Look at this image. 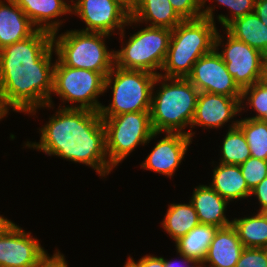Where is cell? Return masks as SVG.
<instances>
[{
    "label": "cell",
    "mask_w": 267,
    "mask_h": 267,
    "mask_svg": "<svg viewBox=\"0 0 267 267\" xmlns=\"http://www.w3.org/2000/svg\"><path fill=\"white\" fill-rule=\"evenodd\" d=\"M54 252L51 257L46 253L34 267H68L64 254L59 250Z\"/></svg>",
    "instance_id": "33"
},
{
    "label": "cell",
    "mask_w": 267,
    "mask_h": 267,
    "mask_svg": "<svg viewBox=\"0 0 267 267\" xmlns=\"http://www.w3.org/2000/svg\"><path fill=\"white\" fill-rule=\"evenodd\" d=\"M38 30L59 31L62 15L71 14V5L65 0H14Z\"/></svg>",
    "instance_id": "16"
},
{
    "label": "cell",
    "mask_w": 267,
    "mask_h": 267,
    "mask_svg": "<svg viewBox=\"0 0 267 267\" xmlns=\"http://www.w3.org/2000/svg\"><path fill=\"white\" fill-rule=\"evenodd\" d=\"M46 253L31 232L13 221L0 229V267H34Z\"/></svg>",
    "instance_id": "12"
},
{
    "label": "cell",
    "mask_w": 267,
    "mask_h": 267,
    "mask_svg": "<svg viewBox=\"0 0 267 267\" xmlns=\"http://www.w3.org/2000/svg\"><path fill=\"white\" fill-rule=\"evenodd\" d=\"M195 267H208V266L204 265L203 263H197Z\"/></svg>",
    "instance_id": "42"
},
{
    "label": "cell",
    "mask_w": 267,
    "mask_h": 267,
    "mask_svg": "<svg viewBox=\"0 0 267 267\" xmlns=\"http://www.w3.org/2000/svg\"><path fill=\"white\" fill-rule=\"evenodd\" d=\"M152 151L140 164L141 168L172 178L181 165L192 143L189 135L184 133H164Z\"/></svg>",
    "instance_id": "15"
},
{
    "label": "cell",
    "mask_w": 267,
    "mask_h": 267,
    "mask_svg": "<svg viewBox=\"0 0 267 267\" xmlns=\"http://www.w3.org/2000/svg\"><path fill=\"white\" fill-rule=\"evenodd\" d=\"M239 166L250 191L267 177V160L250 156Z\"/></svg>",
    "instance_id": "30"
},
{
    "label": "cell",
    "mask_w": 267,
    "mask_h": 267,
    "mask_svg": "<svg viewBox=\"0 0 267 267\" xmlns=\"http://www.w3.org/2000/svg\"><path fill=\"white\" fill-rule=\"evenodd\" d=\"M173 9L183 20L202 18V0H169Z\"/></svg>",
    "instance_id": "31"
},
{
    "label": "cell",
    "mask_w": 267,
    "mask_h": 267,
    "mask_svg": "<svg viewBox=\"0 0 267 267\" xmlns=\"http://www.w3.org/2000/svg\"><path fill=\"white\" fill-rule=\"evenodd\" d=\"M54 61L53 94L48 105L44 107L54 109L52 95H57L62 103H65L64 106L59 105V108H79L99 112L102 103L98 98L105 93V77L99 72L65 66L57 58ZM66 103L70 105L65 106Z\"/></svg>",
    "instance_id": "7"
},
{
    "label": "cell",
    "mask_w": 267,
    "mask_h": 267,
    "mask_svg": "<svg viewBox=\"0 0 267 267\" xmlns=\"http://www.w3.org/2000/svg\"><path fill=\"white\" fill-rule=\"evenodd\" d=\"M253 195L258 199V205H260L257 211L265 212L267 210V177L251 190L250 197Z\"/></svg>",
    "instance_id": "35"
},
{
    "label": "cell",
    "mask_w": 267,
    "mask_h": 267,
    "mask_svg": "<svg viewBox=\"0 0 267 267\" xmlns=\"http://www.w3.org/2000/svg\"><path fill=\"white\" fill-rule=\"evenodd\" d=\"M197 213L201 224L214 225L218 228L232 224L225 215L229 202L207 185L196 186L189 200Z\"/></svg>",
    "instance_id": "18"
},
{
    "label": "cell",
    "mask_w": 267,
    "mask_h": 267,
    "mask_svg": "<svg viewBox=\"0 0 267 267\" xmlns=\"http://www.w3.org/2000/svg\"><path fill=\"white\" fill-rule=\"evenodd\" d=\"M259 81L267 85V54H263L261 59V74Z\"/></svg>",
    "instance_id": "38"
},
{
    "label": "cell",
    "mask_w": 267,
    "mask_h": 267,
    "mask_svg": "<svg viewBox=\"0 0 267 267\" xmlns=\"http://www.w3.org/2000/svg\"><path fill=\"white\" fill-rule=\"evenodd\" d=\"M218 227L199 223L185 236L175 241L176 252L203 263Z\"/></svg>",
    "instance_id": "23"
},
{
    "label": "cell",
    "mask_w": 267,
    "mask_h": 267,
    "mask_svg": "<svg viewBox=\"0 0 267 267\" xmlns=\"http://www.w3.org/2000/svg\"><path fill=\"white\" fill-rule=\"evenodd\" d=\"M37 30L14 0H0V50L27 39Z\"/></svg>",
    "instance_id": "17"
},
{
    "label": "cell",
    "mask_w": 267,
    "mask_h": 267,
    "mask_svg": "<svg viewBox=\"0 0 267 267\" xmlns=\"http://www.w3.org/2000/svg\"><path fill=\"white\" fill-rule=\"evenodd\" d=\"M157 75L142 70H127L117 66L105 77V92L112 90L109 105H102L101 117L123 113L150 111L152 88Z\"/></svg>",
    "instance_id": "6"
},
{
    "label": "cell",
    "mask_w": 267,
    "mask_h": 267,
    "mask_svg": "<svg viewBox=\"0 0 267 267\" xmlns=\"http://www.w3.org/2000/svg\"><path fill=\"white\" fill-rule=\"evenodd\" d=\"M225 30L262 54H267V26L255 12L235 19Z\"/></svg>",
    "instance_id": "22"
},
{
    "label": "cell",
    "mask_w": 267,
    "mask_h": 267,
    "mask_svg": "<svg viewBox=\"0 0 267 267\" xmlns=\"http://www.w3.org/2000/svg\"><path fill=\"white\" fill-rule=\"evenodd\" d=\"M187 79L199 92L222 94L236 99L242 97V90L227 71L225 62L215 48L197 60Z\"/></svg>",
    "instance_id": "13"
},
{
    "label": "cell",
    "mask_w": 267,
    "mask_h": 267,
    "mask_svg": "<svg viewBox=\"0 0 267 267\" xmlns=\"http://www.w3.org/2000/svg\"><path fill=\"white\" fill-rule=\"evenodd\" d=\"M238 121L239 120L232 121V124H230L229 129L223 138L219 163L240 165L251 156L246 138L242 130L237 126Z\"/></svg>",
    "instance_id": "26"
},
{
    "label": "cell",
    "mask_w": 267,
    "mask_h": 267,
    "mask_svg": "<svg viewBox=\"0 0 267 267\" xmlns=\"http://www.w3.org/2000/svg\"><path fill=\"white\" fill-rule=\"evenodd\" d=\"M77 1H78V0H75V1H74V0H71V1H67V3H68V2H72V3L74 2V3H76Z\"/></svg>",
    "instance_id": "44"
},
{
    "label": "cell",
    "mask_w": 267,
    "mask_h": 267,
    "mask_svg": "<svg viewBox=\"0 0 267 267\" xmlns=\"http://www.w3.org/2000/svg\"><path fill=\"white\" fill-rule=\"evenodd\" d=\"M156 84L161 85L158 90L154 89ZM198 95V89L187 78L157 75L152 88L150 107L153 131L188 135L185 128L191 127Z\"/></svg>",
    "instance_id": "4"
},
{
    "label": "cell",
    "mask_w": 267,
    "mask_h": 267,
    "mask_svg": "<svg viewBox=\"0 0 267 267\" xmlns=\"http://www.w3.org/2000/svg\"><path fill=\"white\" fill-rule=\"evenodd\" d=\"M244 248L232 224L218 228L203 264L208 263V267H235Z\"/></svg>",
    "instance_id": "19"
},
{
    "label": "cell",
    "mask_w": 267,
    "mask_h": 267,
    "mask_svg": "<svg viewBox=\"0 0 267 267\" xmlns=\"http://www.w3.org/2000/svg\"><path fill=\"white\" fill-rule=\"evenodd\" d=\"M7 218H4L3 215H0V229L8 222Z\"/></svg>",
    "instance_id": "41"
},
{
    "label": "cell",
    "mask_w": 267,
    "mask_h": 267,
    "mask_svg": "<svg viewBox=\"0 0 267 267\" xmlns=\"http://www.w3.org/2000/svg\"><path fill=\"white\" fill-rule=\"evenodd\" d=\"M197 213L193 204L172 203L168 205L167 212L161 222L162 228L173 241L185 236L199 224Z\"/></svg>",
    "instance_id": "24"
},
{
    "label": "cell",
    "mask_w": 267,
    "mask_h": 267,
    "mask_svg": "<svg viewBox=\"0 0 267 267\" xmlns=\"http://www.w3.org/2000/svg\"><path fill=\"white\" fill-rule=\"evenodd\" d=\"M122 6H124L130 13L137 6L139 0H117Z\"/></svg>",
    "instance_id": "39"
},
{
    "label": "cell",
    "mask_w": 267,
    "mask_h": 267,
    "mask_svg": "<svg viewBox=\"0 0 267 267\" xmlns=\"http://www.w3.org/2000/svg\"><path fill=\"white\" fill-rule=\"evenodd\" d=\"M172 29L146 26L122 41L114 51L115 66L127 70H142L159 75L166 59ZM125 43V44H124Z\"/></svg>",
    "instance_id": "9"
},
{
    "label": "cell",
    "mask_w": 267,
    "mask_h": 267,
    "mask_svg": "<svg viewBox=\"0 0 267 267\" xmlns=\"http://www.w3.org/2000/svg\"><path fill=\"white\" fill-rule=\"evenodd\" d=\"M232 226L245 248L267 247V216L264 212L244 218H234Z\"/></svg>",
    "instance_id": "25"
},
{
    "label": "cell",
    "mask_w": 267,
    "mask_h": 267,
    "mask_svg": "<svg viewBox=\"0 0 267 267\" xmlns=\"http://www.w3.org/2000/svg\"><path fill=\"white\" fill-rule=\"evenodd\" d=\"M9 113L4 109L1 100H0V121L2 120V118L4 119V117L6 115H8Z\"/></svg>",
    "instance_id": "40"
},
{
    "label": "cell",
    "mask_w": 267,
    "mask_h": 267,
    "mask_svg": "<svg viewBox=\"0 0 267 267\" xmlns=\"http://www.w3.org/2000/svg\"><path fill=\"white\" fill-rule=\"evenodd\" d=\"M52 34L57 59L65 66L101 73L104 77L115 65L114 51L107 48L106 39L111 35L85 32L81 29Z\"/></svg>",
    "instance_id": "5"
},
{
    "label": "cell",
    "mask_w": 267,
    "mask_h": 267,
    "mask_svg": "<svg viewBox=\"0 0 267 267\" xmlns=\"http://www.w3.org/2000/svg\"><path fill=\"white\" fill-rule=\"evenodd\" d=\"M178 255H179L181 261H183V264H185L186 267H195L196 266L197 263L193 259H190V258H188L185 255H182L180 253ZM175 262L177 263V261H175L173 259L172 260L164 259V266L165 267H176ZM178 263H179V261H178ZM181 265H182V262H181ZM181 265H180V267H181ZM185 266H183V267H185Z\"/></svg>",
    "instance_id": "37"
},
{
    "label": "cell",
    "mask_w": 267,
    "mask_h": 267,
    "mask_svg": "<svg viewBox=\"0 0 267 267\" xmlns=\"http://www.w3.org/2000/svg\"><path fill=\"white\" fill-rule=\"evenodd\" d=\"M237 126L246 138L251 157L267 160V122L259 119L241 118Z\"/></svg>",
    "instance_id": "27"
},
{
    "label": "cell",
    "mask_w": 267,
    "mask_h": 267,
    "mask_svg": "<svg viewBox=\"0 0 267 267\" xmlns=\"http://www.w3.org/2000/svg\"><path fill=\"white\" fill-rule=\"evenodd\" d=\"M123 267H131L127 262H125Z\"/></svg>",
    "instance_id": "43"
},
{
    "label": "cell",
    "mask_w": 267,
    "mask_h": 267,
    "mask_svg": "<svg viewBox=\"0 0 267 267\" xmlns=\"http://www.w3.org/2000/svg\"><path fill=\"white\" fill-rule=\"evenodd\" d=\"M71 14L79 16L85 23L86 28L81 31L112 36L117 29L120 30V40L125 38L124 29L130 18V12L117 0H78L71 4Z\"/></svg>",
    "instance_id": "11"
},
{
    "label": "cell",
    "mask_w": 267,
    "mask_h": 267,
    "mask_svg": "<svg viewBox=\"0 0 267 267\" xmlns=\"http://www.w3.org/2000/svg\"><path fill=\"white\" fill-rule=\"evenodd\" d=\"M235 267H267L265 248H244Z\"/></svg>",
    "instance_id": "32"
},
{
    "label": "cell",
    "mask_w": 267,
    "mask_h": 267,
    "mask_svg": "<svg viewBox=\"0 0 267 267\" xmlns=\"http://www.w3.org/2000/svg\"><path fill=\"white\" fill-rule=\"evenodd\" d=\"M240 105L241 112L242 110L245 111L244 108L249 105V108L252 110L254 109L255 113H257L253 117L245 118L259 119L267 122V85L257 81L251 86L243 89Z\"/></svg>",
    "instance_id": "28"
},
{
    "label": "cell",
    "mask_w": 267,
    "mask_h": 267,
    "mask_svg": "<svg viewBox=\"0 0 267 267\" xmlns=\"http://www.w3.org/2000/svg\"><path fill=\"white\" fill-rule=\"evenodd\" d=\"M225 34L227 35L226 42L223 41L226 38L217 31L215 49L225 62L227 71L233 77L235 83L243 90L259 81L263 54L245 42L236 39L227 30ZM221 45L223 48L220 52L219 47Z\"/></svg>",
    "instance_id": "10"
},
{
    "label": "cell",
    "mask_w": 267,
    "mask_h": 267,
    "mask_svg": "<svg viewBox=\"0 0 267 267\" xmlns=\"http://www.w3.org/2000/svg\"><path fill=\"white\" fill-rule=\"evenodd\" d=\"M101 118L105 127L106 153L113 168L135 151L138 145H147L161 134L153 131L150 111Z\"/></svg>",
    "instance_id": "8"
},
{
    "label": "cell",
    "mask_w": 267,
    "mask_h": 267,
    "mask_svg": "<svg viewBox=\"0 0 267 267\" xmlns=\"http://www.w3.org/2000/svg\"><path fill=\"white\" fill-rule=\"evenodd\" d=\"M254 12L267 26V0H255Z\"/></svg>",
    "instance_id": "36"
},
{
    "label": "cell",
    "mask_w": 267,
    "mask_h": 267,
    "mask_svg": "<svg viewBox=\"0 0 267 267\" xmlns=\"http://www.w3.org/2000/svg\"><path fill=\"white\" fill-rule=\"evenodd\" d=\"M53 52L52 33L44 30L0 50V100L8 113L12 109L33 116L48 105L53 90Z\"/></svg>",
    "instance_id": "1"
},
{
    "label": "cell",
    "mask_w": 267,
    "mask_h": 267,
    "mask_svg": "<svg viewBox=\"0 0 267 267\" xmlns=\"http://www.w3.org/2000/svg\"><path fill=\"white\" fill-rule=\"evenodd\" d=\"M241 99L222 94L199 92L195 114L188 135L193 140L196 126L204 129H220L241 112Z\"/></svg>",
    "instance_id": "14"
},
{
    "label": "cell",
    "mask_w": 267,
    "mask_h": 267,
    "mask_svg": "<svg viewBox=\"0 0 267 267\" xmlns=\"http://www.w3.org/2000/svg\"><path fill=\"white\" fill-rule=\"evenodd\" d=\"M42 126L39 142L27 141L24 146L47 156L85 164L101 177L113 171L106 153L105 127L100 112L58 108Z\"/></svg>",
    "instance_id": "2"
},
{
    "label": "cell",
    "mask_w": 267,
    "mask_h": 267,
    "mask_svg": "<svg viewBox=\"0 0 267 267\" xmlns=\"http://www.w3.org/2000/svg\"><path fill=\"white\" fill-rule=\"evenodd\" d=\"M216 166L212 171V182L209 184L212 189L229 203L250 197L251 191L248 189L239 165L219 163Z\"/></svg>",
    "instance_id": "21"
},
{
    "label": "cell",
    "mask_w": 267,
    "mask_h": 267,
    "mask_svg": "<svg viewBox=\"0 0 267 267\" xmlns=\"http://www.w3.org/2000/svg\"><path fill=\"white\" fill-rule=\"evenodd\" d=\"M131 267H165L164 258L154 255H145L141 257L137 262L131 256L126 261Z\"/></svg>",
    "instance_id": "34"
},
{
    "label": "cell",
    "mask_w": 267,
    "mask_h": 267,
    "mask_svg": "<svg viewBox=\"0 0 267 267\" xmlns=\"http://www.w3.org/2000/svg\"><path fill=\"white\" fill-rule=\"evenodd\" d=\"M220 6H226L230 11V16L219 14L217 20L222 27L226 28L235 19L254 12L255 0H213Z\"/></svg>",
    "instance_id": "29"
},
{
    "label": "cell",
    "mask_w": 267,
    "mask_h": 267,
    "mask_svg": "<svg viewBox=\"0 0 267 267\" xmlns=\"http://www.w3.org/2000/svg\"><path fill=\"white\" fill-rule=\"evenodd\" d=\"M183 19L173 9L169 0H139L130 13L127 26L144 23L150 27L174 29ZM149 22V24H148Z\"/></svg>",
    "instance_id": "20"
},
{
    "label": "cell",
    "mask_w": 267,
    "mask_h": 267,
    "mask_svg": "<svg viewBox=\"0 0 267 267\" xmlns=\"http://www.w3.org/2000/svg\"><path fill=\"white\" fill-rule=\"evenodd\" d=\"M202 0V18L183 20L172 29L166 59L159 75L167 78H187L193 65L215 48L217 33L214 11ZM206 7V8H205Z\"/></svg>",
    "instance_id": "3"
}]
</instances>
